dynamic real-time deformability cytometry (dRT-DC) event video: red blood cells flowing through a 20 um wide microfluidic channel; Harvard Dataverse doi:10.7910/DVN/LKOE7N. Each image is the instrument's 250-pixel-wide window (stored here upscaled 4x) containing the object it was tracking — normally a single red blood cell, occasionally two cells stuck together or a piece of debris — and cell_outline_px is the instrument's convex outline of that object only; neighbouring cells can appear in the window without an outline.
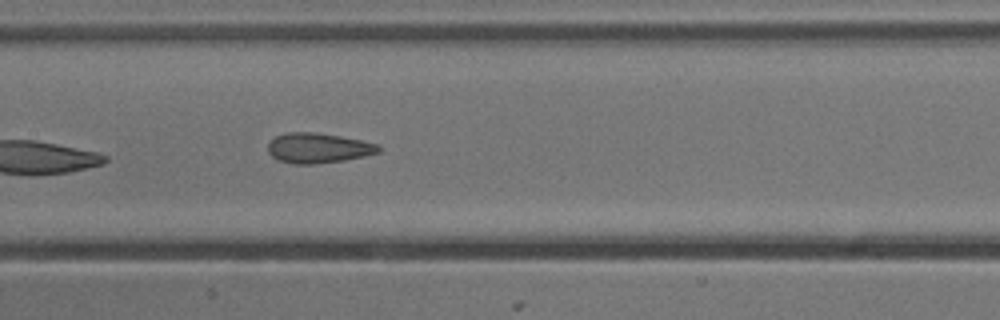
{"species": "common noctule bat (a hibernating species)", "species_latin": "Nyctalus noctula", "temperature_condition": "cold", "stored_images_in_passage": 8, "camera_frame_rate_fps": 3000, "um_per_image_px": 0.085, "animal": {"sex": "male", "body_mass_g": 13.3}, "frame": {"image": 1, "passage_image": 8, "time_ms": 2.333, "image_size_px": [1000, 320], "cell_outline_px": [[380, 152], [364, 156], [344, 160], [316, 164], [292, 164], [276, 160], [268, 152], [268, 144], [276, 136], [284, 132], [316, 132], [340, 136], [380, 144]], "centroid_in_image_um": [27.03, 12.58], "position_along_channel_um": 180.4, "area_um2": 19.54}}